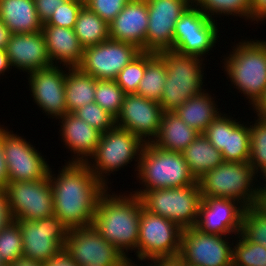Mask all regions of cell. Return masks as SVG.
Segmentation results:
<instances>
[{"instance_id":"1","label":"cell","mask_w":266,"mask_h":266,"mask_svg":"<svg viewBox=\"0 0 266 266\" xmlns=\"http://www.w3.org/2000/svg\"><path fill=\"white\" fill-rule=\"evenodd\" d=\"M52 171L50 168L54 214L69 230L91 226L97 203L109 187L96 178L86 163L66 161L58 175Z\"/></svg>"},{"instance_id":"2","label":"cell","mask_w":266,"mask_h":266,"mask_svg":"<svg viewBox=\"0 0 266 266\" xmlns=\"http://www.w3.org/2000/svg\"><path fill=\"white\" fill-rule=\"evenodd\" d=\"M108 190L110 188L102 194L97 203L92 225L107 242L127 257L130 264H135L128 252L136 251L137 257L140 198L131 191L129 194L124 192L119 195L111 194Z\"/></svg>"},{"instance_id":"3","label":"cell","mask_w":266,"mask_h":266,"mask_svg":"<svg viewBox=\"0 0 266 266\" xmlns=\"http://www.w3.org/2000/svg\"><path fill=\"white\" fill-rule=\"evenodd\" d=\"M231 48L233 51L225 55L222 68L233 87L247 96L253 107L266 90V40L242 39Z\"/></svg>"},{"instance_id":"4","label":"cell","mask_w":266,"mask_h":266,"mask_svg":"<svg viewBox=\"0 0 266 266\" xmlns=\"http://www.w3.org/2000/svg\"><path fill=\"white\" fill-rule=\"evenodd\" d=\"M137 171L142 187L132 193L138 196L151 189L185 187L197 182L181 152L163 150L151 142L143 146Z\"/></svg>"},{"instance_id":"5","label":"cell","mask_w":266,"mask_h":266,"mask_svg":"<svg viewBox=\"0 0 266 266\" xmlns=\"http://www.w3.org/2000/svg\"><path fill=\"white\" fill-rule=\"evenodd\" d=\"M256 174L249 162L224 161L204 173L197 182L202 197L234 199L249 207L258 205L260 198Z\"/></svg>"},{"instance_id":"6","label":"cell","mask_w":266,"mask_h":266,"mask_svg":"<svg viewBox=\"0 0 266 266\" xmlns=\"http://www.w3.org/2000/svg\"><path fill=\"white\" fill-rule=\"evenodd\" d=\"M158 55L166 63L167 70L159 102L164 112L177 110L187 99L207 90L203 88V59L174 50L159 52Z\"/></svg>"},{"instance_id":"7","label":"cell","mask_w":266,"mask_h":266,"mask_svg":"<svg viewBox=\"0 0 266 266\" xmlns=\"http://www.w3.org/2000/svg\"><path fill=\"white\" fill-rule=\"evenodd\" d=\"M139 198L144 210L168 218L182 229L196 225L202 201L198 182L185 187L143 191Z\"/></svg>"},{"instance_id":"8","label":"cell","mask_w":266,"mask_h":266,"mask_svg":"<svg viewBox=\"0 0 266 266\" xmlns=\"http://www.w3.org/2000/svg\"><path fill=\"white\" fill-rule=\"evenodd\" d=\"M144 142L132 132L114 127L102 133L94 155L86 163L96 178L108 187V176L121 170L130 162L136 161L135 172L138 169L140 154ZM92 161V162H91ZM106 178V179H105ZM108 181V182H107Z\"/></svg>"},{"instance_id":"9","label":"cell","mask_w":266,"mask_h":266,"mask_svg":"<svg viewBox=\"0 0 266 266\" xmlns=\"http://www.w3.org/2000/svg\"><path fill=\"white\" fill-rule=\"evenodd\" d=\"M183 229L168 218L152 214L141 204L138 262L178 257Z\"/></svg>"},{"instance_id":"10","label":"cell","mask_w":266,"mask_h":266,"mask_svg":"<svg viewBox=\"0 0 266 266\" xmlns=\"http://www.w3.org/2000/svg\"><path fill=\"white\" fill-rule=\"evenodd\" d=\"M215 22L192 3L176 22L172 50L204 60L220 35Z\"/></svg>"},{"instance_id":"11","label":"cell","mask_w":266,"mask_h":266,"mask_svg":"<svg viewBox=\"0 0 266 266\" xmlns=\"http://www.w3.org/2000/svg\"><path fill=\"white\" fill-rule=\"evenodd\" d=\"M23 240V258L48 262L60 254L69 229L55 214L36 221L15 220Z\"/></svg>"},{"instance_id":"12","label":"cell","mask_w":266,"mask_h":266,"mask_svg":"<svg viewBox=\"0 0 266 266\" xmlns=\"http://www.w3.org/2000/svg\"><path fill=\"white\" fill-rule=\"evenodd\" d=\"M63 251L78 266H128L130 264L127 257L107 242L93 225L70 229Z\"/></svg>"},{"instance_id":"13","label":"cell","mask_w":266,"mask_h":266,"mask_svg":"<svg viewBox=\"0 0 266 266\" xmlns=\"http://www.w3.org/2000/svg\"><path fill=\"white\" fill-rule=\"evenodd\" d=\"M4 191L13 220L36 221L54 215L49 176L42 180L8 182Z\"/></svg>"},{"instance_id":"14","label":"cell","mask_w":266,"mask_h":266,"mask_svg":"<svg viewBox=\"0 0 266 266\" xmlns=\"http://www.w3.org/2000/svg\"><path fill=\"white\" fill-rule=\"evenodd\" d=\"M0 125V137L3 139L5 160L8 168V181L42 180L49 176L50 165L38 149L25 137L4 129Z\"/></svg>"},{"instance_id":"15","label":"cell","mask_w":266,"mask_h":266,"mask_svg":"<svg viewBox=\"0 0 266 266\" xmlns=\"http://www.w3.org/2000/svg\"><path fill=\"white\" fill-rule=\"evenodd\" d=\"M183 229L178 257L193 266H232L233 237Z\"/></svg>"},{"instance_id":"16","label":"cell","mask_w":266,"mask_h":266,"mask_svg":"<svg viewBox=\"0 0 266 266\" xmlns=\"http://www.w3.org/2000/svg\"><path fill=\"white\" fill-rule=\"evenodd\" d=\"M140 52L133 44L109 38L84 48L83 58L77 68L97 80H116L119 72Z\"/></svg>"},{"instance_id":"17","label":"cell","mask_w":266,"mask_h":266,"mask_svg":"<svg viewBox=\"0 0 266 266\" xmlns=\"http://www.w3.org/2000/svg\"><path fill=\"white\" fill-rule=\"evenodd\" d=\"M148 29L146 52L158 54L172 50L176 22L193 3L192 0H146Z\"/></svg>"},{"instance_id":"18","label":"cell","mask_w":266,"mask_h":266,"mask_svg":"<svg viewBox=\"0 0 266 266\" xmlns=\"http://www.w3.org/2000/svg\"><path fill=\"white\" fill-rule=\"evenodd\" d=\"M52 65L29 73L28 83L33 102L56 120L67 112L65 78L68 67ZM65 68V70H64Z\"/></svg>"},{"instance_id":"19","label":"cell","mask_w":266,"mask_h":266,"mask_svg":"<svg viewBox=\"0 0 266 266\" xmlns=\"http://www.w3.org/2000/svg\"><path fill=\"white\" fill-rule=\"evenodd\" d=\"M163 113L159 102L135 93L126 94L115 124L132 132L144 143H150L158 134Z\"/></svg>"},{"instance_id":"20","label":"cell","mask_w":266,"mask_h":266,"mask_svg":"<svg viewBox=\"0 0 266 266\" xmlns=\"http://www.w3.org/2000/svg\"><path fill=\"white\" fill-rule=\"evenodd\" d=\"M203 134L222 153L224 161L249 162V122L244 125V122L242 124L223 112L213 120Z\"/></svg>"},{"instance_id":"21","label":"cell","mask_w":266,"mask_h":266,"mask_svg":"<svg viewBox=\"0 0 266 266\" xmlns=\"http://www.w3.org/2000/svg\"><path fill=\"white\" fill-rule=\"evenodd\" d=\"M244 209L238 200L202 197L195 228L204 233L237 236L241 232Z\"/></svg>"},{"instance_id":"22","label":"cell","mask_w":266,"mask_h":266,"mask_svg":"<svg viewBox=\"0 0 266 266\" xmlns=\"http://www.w3.org/2000/svg\"><path fill=\"white\" fill-rule=\"evenodd\" d=\"M10 66L27 74L52 66L42 33L11 34L5 48Z\"/></svg>"},{"instance_id":"23","label":"cell","mask_w":266,"mask_h":266,"mask_svg":"<svg viewBox=\"0 0 266 266\" xmlns=\"http://www.w3.org/2000/svg\"><path fill=\"white\" fill-rule=\"evenodd\" d=\"M148 21L146 0H130L109 23V37L133 44L146 52Z\"/></svg>"},{"instance_id":"24","label":"cell","mask_w":266,"mask_h":266,"mask_svg":"<svg viewBox=\"0 0 266 266\" xmlns=\"http://www.w3.org/2000/svg\"><path fill=\"white\" fill-rule=\"evenodd\" d=\"M58 119L62 142L74 154L68 163H87L96 151L102 132L70 112Z\"/></svg>"},{"instance_id":"25","label":"cell","mask_w":266,"mask_h":266,"mask_svg":"<svg viewBox=\"0 0 266 266\" xmlns=\"http://www.w3.org/2000/svg\"><path fill=\"white\" fill-rule=\"evenodd\" d=\"M42 33L52 65L60 63V65L73 68L80 64L84 48L79 43L74 29L43 25Z\"/></svg>"},{"instance_id":"26","label":"cell","mask_w":266,"mask_h":266,"mask_svg":"<svg viewBox=\"0 0 266 266\" xmlns=\"http://www.w3.org/2000/svg\"><path fill=\"white\" fill-rule=\"evenodd\" d=\"M200 133L189 127L174 111H165L157 136L151 142L158 148L182 152Z\"/></svg>"},{"instance_id":"27","label":"cell","mask_w":266,"mask_h":266,"mask_svg":"<svg viewBox=\"0 0 266 266\" xmlns=\"http://www.w3.org/2000/svg\"><path fill=\"white\" fill-rule=\"evenodd\" d=\"M0 20L11 34L42 31L34 0H0Z\"/></svg>"},{"instance_id":"28","label":"cell","mask_w":266,"mask_h":266,"mask_svg":"<svg viewBox=\"0 0 266 266\" xmlns=\"http://www.w3.org/2000/svg\"><path fill=\"white\" fill-rule=\"evenodd\" d=\"M207 92V93H206ZM208 91L203 90L200 94L187 99L176 112L178 116L191 128L203 134L213 120L222 112L218 111L215 97H211Z\"/></svg>"},{"instance_id":"29","label":"cell","mask_w":266,"mask_h":266,"mask_svg":"<svg viewBox=\"0 0 266 266\" xmlns=\"http://www.w3.org/2000/svg\"><path fill=\"white\" fill-rule=\"evenodd\" d=\"M181 153L190 173L196 180L224 162L222 153L209 142L204 134H199Z\"/></svg>"},{"instance_id":"30","label":"cell","mask_w":266,"mask_h":266,"mask_svg":"<svg viewBox=\"0 0 266 266\" xmlns=\"http://www.w3.org/2000/svg\"><path fill=\"white\" fill-rule=\"evenodd\" d=\"M97 79L81 72L77 67H68L65 78L67 112L73 113L82 106L94 102Z\"/></svg>"},{"instance_id":"31","label":"cell","mask_w":266,"mask_h":266,"mask_svg":"<svg viewBox=\"0 0 266 266\" xmlns=\"http://www.w3.org/2000/svg\"><path fill=\"white\" fill-rule=\"evenodd\" d=\"M83 48L94 46L109 39V24L85 5L79 11L74 27Z\"/></svg>"},{"instance_id":"32","label":"cell","mask_w":266,"mask_h":266,"mask_svg":"<svg viewBox=\"0 0 266 266\" xmlns=\"http://www.w3.org/2000/svg\"><path fill=\"white\" fill-rule=\"evenodd\" d=\"M167 78L166 63L155 53L146 52V69L135 94L160 102Z\"/></svg>"},{"instance_id":"33","label":"cell","mask_w":266,"mask_h":266,"mask_svg":"<svg viewBox=\"0 0 266 266\" xmlns=\"http://www.w3.org/2000/svg\"><path fill=\"white\" fill-rule=\"evenodd\" d=\"M209 18L236 16L251 21L250 0H192ZM215 15V16H214ZM217 15V16H216ZM213 16V17H212ZM243 16V17H242Z\"/></svg>"},{"instance_id":"34","label":"cell","mask_w":266,"mask_h":266,"mask_svg":"<svg viewBox=\"0 0 266 266\" xmlns=\"http://www.w3.org/2000/svg\"><path fill=\"white\" fill-rule=\"evenodd\" d=\"M237 237H234L237 240L233 243L232 266L266 265V249L261 244L248 241L241 233Z\"/></svg>"},{"instance_id":"35","label":"cell","mask_w":266,"mask_h":266,"mask_svg":"<svg viewBox=\"0 0 266 266\" xmlns=\"http://www.w3.org/2000/svg\"><path fill=\"white\" fill-rule=\"evenodd\" d=\"M240 233L266 249V212L259 205L245 207Z\"/></svg>"},{"instance_id":"36","label":"cell","mask_w":266,"mask_h":266,"mask_svg":"<svg viewBox=\"0 0 266 266\" xmlns=\"http://www.w3.org/2000/svg\"><path fill=\"white\" fill-rule=\"evenodd\" d=\"M23 258V240L19 224L13 220L0 231V259L12 264Z\"/></svg>"},{"instance_id":"37","label":"cell","mask_w":266,"mask_h":266,"mask_svg":"<svg viewBox=\"0 0 266 266\" xmlns=\"http://www.w3.org/2000/svg\"><path fill=\"white\" fill-rule=\"evenodd\" d=\"M126 93L116 80H97L94 102L99 104L115 118L120 113Z\"/></svg>"},{"instance_id":"38","label":"cell","mask_w":266,"mask_h":266,"mask_svg":"<svg viewBox=\"0 0 266 266\" xmlns=\"http://www.w3.org/2000/svg\"><path fill=\"white\" fill-rule=\"evenodd\" d=\"M257 118V120H256ZM255 118V123L250 125V160L249 163L258 173L266 166V120Z\"/></svg>"},{"instance_id":"39","label":"cell","mask_w":266,"mask_h":266,"mask_svg":"<svg viewBox=\"0 0 266 266\" xmlns=\"http://www.w3.org/2000/svg\"><path fill=\"white\" fill-rule=\"evenodd\" d=\"M145 69L146 52L141 51L119 72L116 82L126 94L136 93Z\"/></svg>"},{"instance_id":"40","label":"cell","mask_w":266,"mask_h":266,"mask_svg":"<svg viewBox=\"0 0 266 266\" xmlns=\"http://www.w3.org/2000/svg\"><path fill=\"white\" fill-rule=\"evenodd\" d=\"M73 114L102 133L113 129L116 126L115 117L108 111L104 110L96 102H91L82 106L74 111Z\"/></svg>"},{"instance_id":"41","label":"cell","mask_w":266,"mask_h":266,"mask_svg":"<svg viewBox=\"0 0 266 266\" xmlns=\"http://www.w3.org/2000/svg\"><path fill=\"white\" fill-rule=\"evenodd\" d=\"M83 6L84 0H67L53 12L50 19L43 25L74 29L79 11Z\"/></svg>"},{"instance_id":"42","label":"cell","mask_w":266,"mask_h":266,"mask_svg":"<svg viewBox=\"0 0 266 266\" xmlns=\"http://www.w3.org/2000/svg\"><path fill=\"white\" fill-rule=\"evenodd\" d=\"M130 0H84V5L108 24Z\"/></svg>"},{"instance_id":"43","label":"cell","mask_w":266,"mask_h":266,"mask_svg":"<svg viewBox=\"0 0 266 266\" xmlns=\"http://www.w3.org/2000/svg\"><path fill=\"white\" fill-rule=\"evenodd\" d=\"M67 0H34L37 16L42 24H45L53 12Z\"/></svg>"},{"instance_id":"44","label":"cell","mask_w":266,"mask_h":266,"mask_svg":"<svg viewBox=\"0 0 266 266\" xmlns=\"http://www.w3.org/2000/svg\"><path fill=\"white\" fill-rule=\"evenodd\" d=\"M251 22L254 24L266 20V0H250Z\"/></svg>"},{"instance_id":"45","label":"cell","mask_w":266,"mask_h":266,"mask_svg":"<svg viewBox=\"0 0 266 266\" xmlns=\"http://www.w3.org/2000/svg\"><path fill=\"white\" fill-rule=\"evenodd\" d=\"M12 221L5 191H0V231Z\"/></svg>"},{"instance_id":"46","label":"cell","mask_w":266,"mask_h":266,"mask_svg":"<svg viewBox=\"0 0 266 266\" xmlns=\"http://www.w3.org/2000/svg\"><path fill=\"white\" fill-rule=\"evenodd\" d=\"M8 182V168L5 160L3 139L0 137V191L5 190Z\"/></svg>"},{"instance_id":"47","label":"cell","mask_w":266,"mask_h":266,"mask_svg":"<svg viewBox=\"0 0 266 266\" xmlns=\"http://www.w3.org/2000/svg\"><path fill=\"white\" fill-rule=\"evenodd\" d=\"M44 266H78V264H76L65 251H62L57 256L44 263Z\"/></svg>"},{"instance_id":"48","label":"cell","mask_w":266,"mask_h":266,"mask_svg":"<svg viewBox=\"0 0 266 266\" xmlns=\"http://www.w3.org/2000/svg\"><path fill=\"white\" fill-rule=\"evenodd\" d=\"M148 263L147 266H186L179 257L155 259Z\"/></svg>"},{"instance_id":"49","label":"cell","mask_w":266,"mask_h":266,"mask_svg":"<svg viewBox=\"0 0 266 266\" xmlns=\"http://www.w3.org/2000/svg\"><path fill=\"white\" fill-rule=\"evenodd\" d=\"M252 110H255L256 116L266 120V90L263 93V96L258 100V102L252 107Z\"/></svg>"},{"instance_id":"50","label":"cell","mask_w":266,"mask_h":266,"mask_svg":"<svg viewBox=\"0 0 266 266\" xmlns=\"http://www.w3.org/2000/svg\"><path fill=\"white\" fill-rule=\"evenodd\" d=\"M11 36L10 30L0 20V49H5Z\"/></svg>"},{"instance_id":"51","label":"cell","mask_w":266,"mask_h":266,"mask_svg":"<svg viewBox=\"0 0 266 266\" xmlns=\"http://www.w3.org/2000/svg\"><path fill=\"white\" fill-rule=\"evenodd\" d=\"M11 68L5 49H0V76Z\"/></svg>"},{"instance_id":"52","label":"cell","mask_w":266,"mask_h":266,"mask_svg":"<svg viewBox=\"0 0 266 266\" xmlns=\"http://www.w3.org/2000/svg\"><path fill=\"white\" fill-rule=\"evenodd\" d=\"M258 175H260V176H258ZM257 176L258 177L262 176L261 178H259V180L262 179L264 181L261 183V180H260V182H258L259 185L257 184L259 197H262V196L266 195V166L257 173Z\"/></svg>"},{"instance_id":"53","label":"cell","mask_w":266,"mask_h":266,"mask_svg":"<svg viewBox=\"0 0 266 266\" xmlns=\"http://www.w3.org/2000/svg\"><path fill=\"white\" fill-rule=\"evenodd\" d=\"M12 266H44V263L40 261H35L32 259L20 258L14 263L11 264Z\"/></svg>"},{"instance_id":"54","label":"cell","mask_w":266,"mask_h":266,"mask_svg":"<svg viewBox=\"0 0 266 266\" xmlns=\"http://www.w3.org/2000/svg\"><path fill=\"white\" fill-rule=\"evenodd\" d=\"M258 205L266 212V195L259 198Z\"/></svg>"},{"instance_id":"55","label":"cell","mask_w":266,"mask_h":266,"mask_svg":"<svg viewBox=\"0 0 266 266\" xmlns=\"http://www.w3.org/2000/svg\"><path fill=\"white\" fill-rule=\"evenodd\" d=\"M128 266H138V265L137 264H129ZM139 266H145V265H143V264L141 265L140 264Z\"/></svg>"},{"instance_id":"56","label":"cell","mask_w":266,"mask_h":266,"mask_svg":"<svg viewBox=\"0 0 266 266\" xmlns=\"http://www.w3.org/2000/svg\"><path fill=\"white\" fill-rule=\"evenodd\" d=\"M4 263H3V261L0 259V266H2Z\"/></svg>"},{"instance_id":"57","label":"cell","mask_w":266,"mask_h":266,"mask_svg":"<svg viewBox=\"0 0 266 266\" xmlns=\"http://www.w3.org/2000/svg\"><path fill=\"white\" fill-rule=\"evenodd\" d=\"M2 266H12L11 264H3Z\"/></svg>"}]
</instances>
